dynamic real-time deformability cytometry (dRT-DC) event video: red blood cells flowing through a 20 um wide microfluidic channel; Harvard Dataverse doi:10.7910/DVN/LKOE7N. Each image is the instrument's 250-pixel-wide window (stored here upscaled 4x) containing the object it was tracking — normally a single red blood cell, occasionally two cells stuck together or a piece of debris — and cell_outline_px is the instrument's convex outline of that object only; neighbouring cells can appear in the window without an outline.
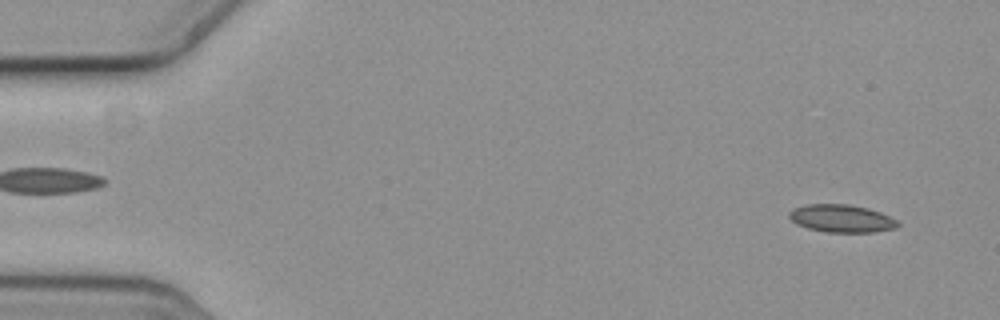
{"species": "common noctule bat (a hibernating species)", "species_latin": "Nyctalus noctula", "temperature_condition": "cold", "stored_images_in_passage": 57, "camera_frame_rate_fps": 3000, "um_per_image_px": 0.085, "animal": {"sex": "female", "body_mass_g": 19.3, "forearm_length_mm": 54.1}, "frame": {"image": 1, "passage_image": 4, "time_ms": 1.0, "image_size_px": [1000, 320], "cell_outline_px": [[900, 224], [896, 228], [872, 232], [824, 232], [808, 228], [796, 224], [788, 216], [788, 212], [792, 208], [804, 204], [848, 204], [868, 208], [880, 212], [896, 220]], "centroid_in_image_um": [71.49, 18.56], "position_along_channel_um": 13.5, "area_um2": 17.63}}
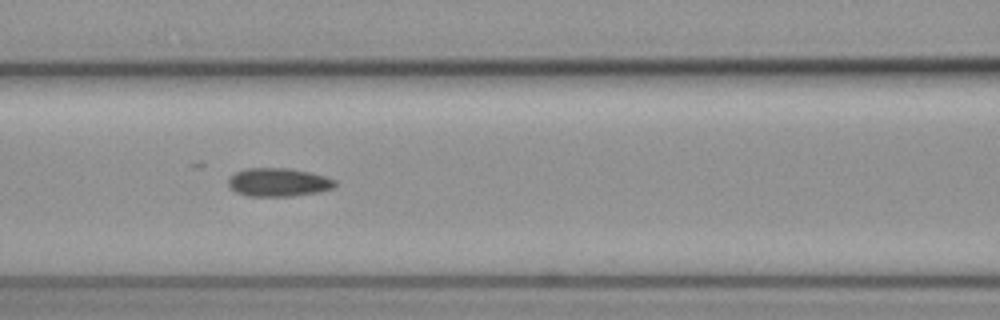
{"frame": {"image": 2, "passage_image": 25, "time_ms": 8.0, "image_size_px": [1000, 320], "cell_outline_px": [[336, 188], [320, 192], [292, 196], [248, 196], [236, 192], [228, 184], [228, 180], [236, 172], [244, 168], [288, 168], [308, 172], [324, 176], [336, 180]], "centroid_in_image_um": [23.7, 15.5], "position_along_channel_um": 142.9, "area_um2": 17.69}}
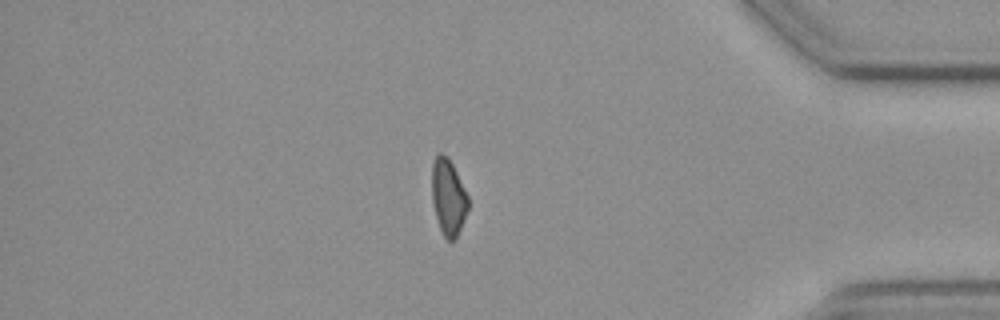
{"frame": {"image": 3, "passage_image": 49, "time_ms": 16.0, "image_size_px": [1000, 320], "cell_outline_px": [[468, 208], [456, 240], [448, 240], [444, 236], [440, 228], [436, 216], [432, 200], [432, 164], [436, 156], [440, 152], [448, 156], [468, 196]], "centroid_in_image_um": [38.1, 16.75], "position_along_channel_um": 397.1, "area_um2": 15.9}}